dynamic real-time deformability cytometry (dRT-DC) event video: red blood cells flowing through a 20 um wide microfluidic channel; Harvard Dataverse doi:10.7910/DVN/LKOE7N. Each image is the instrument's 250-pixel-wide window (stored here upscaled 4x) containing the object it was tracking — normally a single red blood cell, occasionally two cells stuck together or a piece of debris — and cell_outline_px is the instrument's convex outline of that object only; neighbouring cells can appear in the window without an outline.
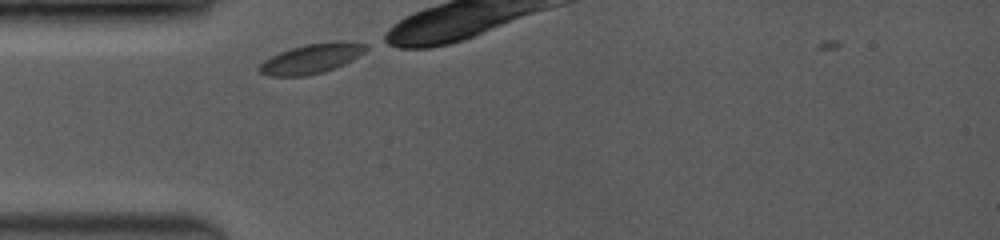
{"species": "common noctule bat (a hibernating species)", "species_latin": "Nyctalus noctula", "temperature_condition": "room temperature", "stored_images_in_passage": 2, "camera_frame_rate_fps": 3500, "um_per_image_px": 0.085, "animal": {"sex": "female", "body_mass_g": 19.0, "forearm_length_mm": 53.3}, "frame": {"image": 1, "passage_image": 1, "time_ms": 0.0, "image_size_px": [1000, 240], "cell_outline_px": [[368, 48], [364, 52], [352, 60], [344, 64], [320, 72], [304, 76], [268, 76], [260, 72], [256, 68], [264, 60], [280, 52], [292, 48], [308, 44], [368, 44]], "centroid_in_image_um": [26.36, 5.04], "position_along_channel_um": 58.6, "area_um2": 17.4}}